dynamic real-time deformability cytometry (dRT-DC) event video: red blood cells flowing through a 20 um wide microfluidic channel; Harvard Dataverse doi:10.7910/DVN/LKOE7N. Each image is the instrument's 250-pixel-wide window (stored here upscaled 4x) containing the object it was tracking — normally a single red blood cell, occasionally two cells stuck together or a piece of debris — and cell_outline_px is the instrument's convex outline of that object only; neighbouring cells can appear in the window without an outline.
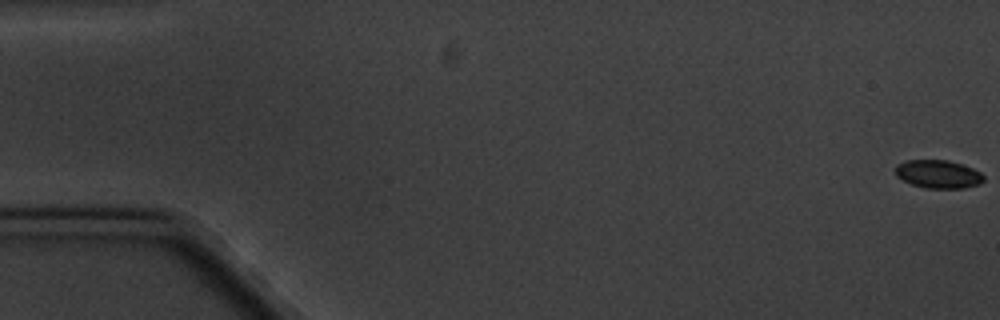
{"species": "common noctule bat (a hibernating species)", "species_latin": "Nyctalus noctula", "temperature_condition": "cold", "stored_images_in_passage": 5, "camera_frame_rate_fps": 3000, "um_per_image_px": 0.085, "animal": {"sex": "male", "body_mass_g": 20.1, "forearm_length_mm": 53.5}, "frame": {"image": 1, "passage_image": 1, "time_ms": 0.0, "image_size_px": [1000, 320], "cell_outline_px": [[984, 180], [980, 184], [960, 188], [924, 188], [912, 184], [896, 176], [896, 164], [908, 160], [948, 160], [972, 168], [980, 172], [984, 176]], "centroid_in_image_um": [79.75, 14.8], "position_along_channel_um": 5.3, "area_um2": 14.39}}